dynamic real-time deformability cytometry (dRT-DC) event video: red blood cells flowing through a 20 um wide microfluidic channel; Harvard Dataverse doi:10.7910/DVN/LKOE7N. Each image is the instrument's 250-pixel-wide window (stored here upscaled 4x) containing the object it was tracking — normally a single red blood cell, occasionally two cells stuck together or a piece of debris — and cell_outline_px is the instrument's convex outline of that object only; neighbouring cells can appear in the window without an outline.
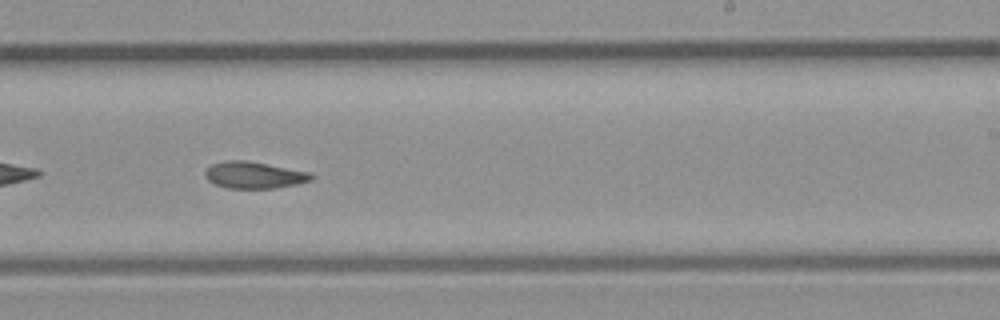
{"species": "common noctule bat (a hibernating species)", "species_latin": "Nyctalus noctula", "temperature_condition": "room temperature", "stored_images_in_passage": 26, "camera_frame_rate_fps": 3000, "um_per_image_px": 0.085, "animal": {"sex": "male", "body_mass_g": 23.1, "forearm_length_mm": 52.7}, "frame": {"image": 1, "passage_image": 15, "time_ms": 4.667, "image_size_px": [1000, 320], "cell_outline_px": [[316, 176], [312, 180], [296, 184], [272, 188], [228, 188], [216, 184], [208, 180], [204, 176], [204, 172], [212, 164], [224, 160], [248, 160], [312, 172]], "centroid_in_image_um": [21.63, 14.86], "position_along_channel_um": 267.4, "area_um2": 16.7}}
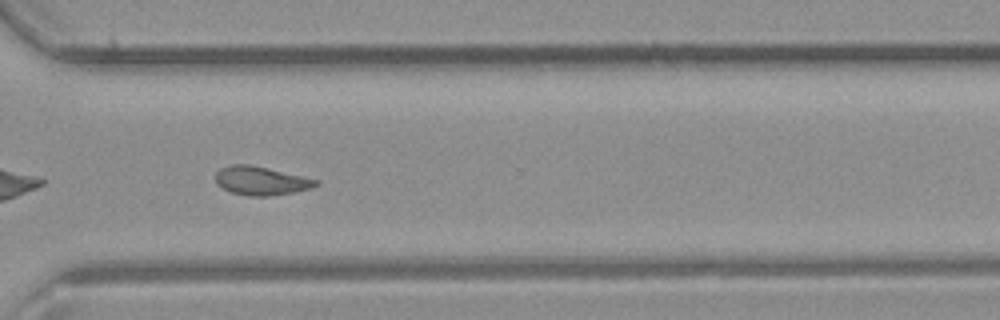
{"frame": {"image": 2, "passage_image": 19, "time_ms": 6.0, "image_size_px": [1000, 320], "cell_outline_px": [[320, 184], [312, 188], [292, 192], [268, 196], [248, 196], [232, 192], [216, 184], [216, 172], [220, 168], [232, 164], [248, 164], [268, 168], [320, 180]], "centroid_in_image_um": [22.2, 15.36], "position_along_channel_um": 348.4, "area_um2": 16.7}}